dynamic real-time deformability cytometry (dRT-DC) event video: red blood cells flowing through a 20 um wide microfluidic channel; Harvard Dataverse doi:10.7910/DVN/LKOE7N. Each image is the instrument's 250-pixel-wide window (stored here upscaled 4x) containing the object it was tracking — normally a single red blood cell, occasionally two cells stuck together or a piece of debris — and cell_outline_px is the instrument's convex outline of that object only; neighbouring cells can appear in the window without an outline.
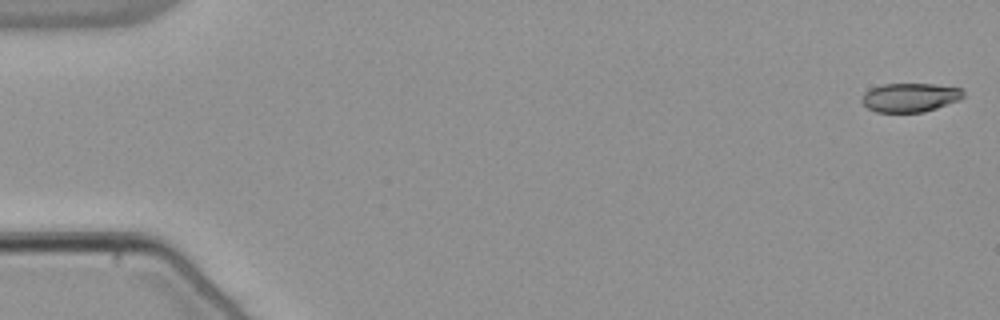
{"species": "common noctule bat (a hibernating species)", "species_latin": "Nyctalus noctula", "temperature_condition": "warm", "stored_images_in_passage": 54, "camera_frame_rate_fps": 3000, "um_per_image_px": 0.085, "animal": {"sex": "male", "body_mass_g": 21.5, "forearm_length_mm": 52.0}, "frame": {"image": 1, "passage_image": 1, "time_ms": 0.0, "image_size_px": [1000, 320], "cell_outline_px": [[964, 96], [960, 100], [924, 112], [876, 112], [868, 108], [860, 100], [864, 92], [872, 88], [884, 84], [932, 84], [960, 88], [964, 92]], "centroid_in_image_um": [77.35, 8.29], "position_along_channel_um": 7.7, "area_um2": 17.05}}
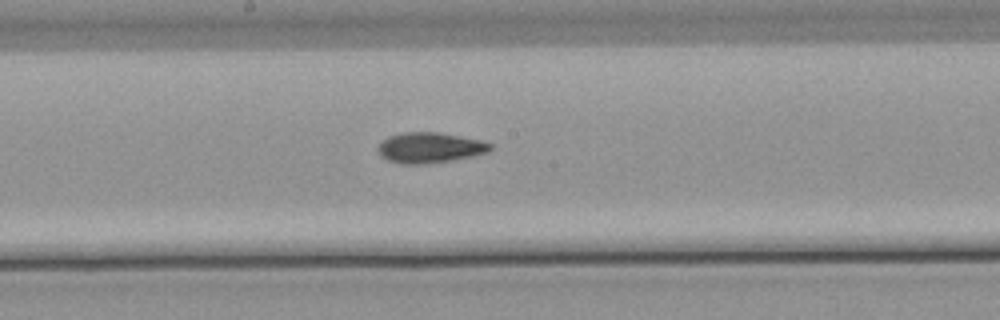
{"frame": {"image": 2, "passage_image": 29, "time_ms": 9.333, "image_size_px": [1000, 320], "cell_outline_px": [[492, 148], [488, 152], [472, 156], [452, 160], [424, 164], [400, 164], [388, 160], [380, 156], [376, 148], [388, 136], [404, 132], [440, 132], [480, 140], [492, 144]], "centroid_in_image_um": [36.51, 12.55], "position_along_channel_um": 211.7, "area_um2": 20.0}}
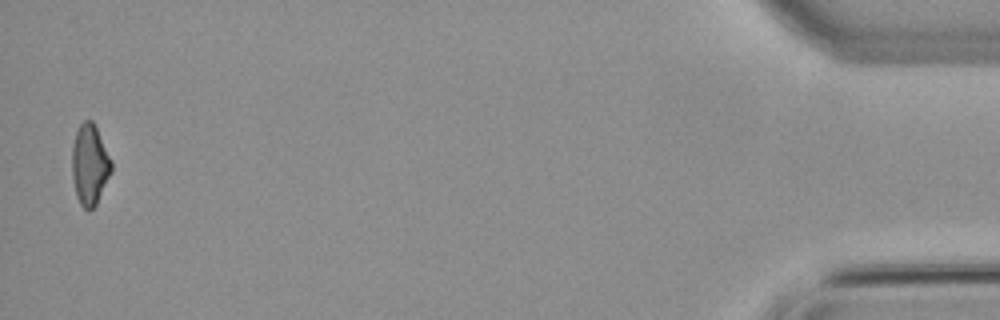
{"frame": {"image": 3, "passage_image": 53, "time_ms": 17.333, "image_size_px": [1000, 320], "cell_outline_px": [[112, 172], [96, 204], [92, 208], [84, 208], [80, 204], [76, 196], [72, 180], [72, 144], [76, 132], [80, 124], [84, 120], [92, 120], [112, 160]], "centroid_in_image_um": [7.62, 13.99], "position_along_channel_um": 427.6, "area_um2": 18.5}, "authors_computed_cell_mechanics": {"area_um2": 18.8717, "velocity_mm_per_s": 3.842, "shape_relaxation_time_tau1_ms": 10.8888, "shape_relaxation_time_tau2_ms": 3.8044, "deformation_change_tau1": 0.2296, "deformation_change_tau2": 0.1072}}